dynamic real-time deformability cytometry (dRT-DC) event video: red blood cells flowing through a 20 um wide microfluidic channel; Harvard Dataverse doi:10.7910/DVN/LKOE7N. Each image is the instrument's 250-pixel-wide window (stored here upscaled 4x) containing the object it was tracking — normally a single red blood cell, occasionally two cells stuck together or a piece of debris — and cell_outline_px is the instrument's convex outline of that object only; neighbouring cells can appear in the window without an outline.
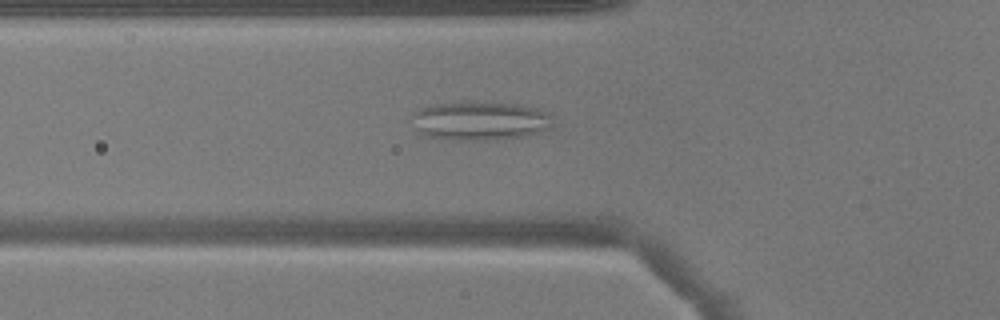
{"species": "common noctule bat (a hibernating species)", "species_latin": "Nyctalus noctula", "temperature_condition": "warm", "stored_images_in_passage": 52, "segment_of_instrument_passage": [1, 2], "camera_frame_rate_fps": 3000, "um_per_image_px": 0.085, "animal": {"sex": "male", "body_mass_g": 17.9}, "frame": {"image": 1, "passage_image": 19, "time_ms": 6.0, "image_size_px": [1000, 320], "cell_outline_px": [[552, 128], [528, 136], [492, 140], [456, 140], [424, 136], [416, 132], [412, 116], [412, 112], [420, 108], [432, 104], [468, 100], [524, 104], [540, 108], [548, 112]], "centroid_in_image_um": [40.8, 10.24], "position_along_channel_um": 85.0, "area_um2": 33.0}}
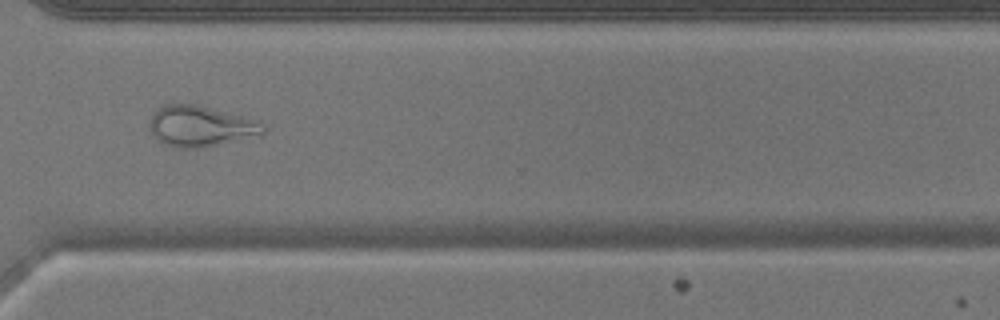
{"frame": {"image": 2, "passage_image": 39, "time_ms": 12.667, "image_size_px": [1000, 320], "cell_outline_px": [[264, 132], [200, 148], [176, 148], [164, 144], [152, 132], [148, 124], [152, 116], [164, 104], [196, 104], [260, 120], [264, 128]], "centroid_in_image_um": [17.01, 10.7], "position_along_channel_um": 353.6, "area_um2": 26.3}}
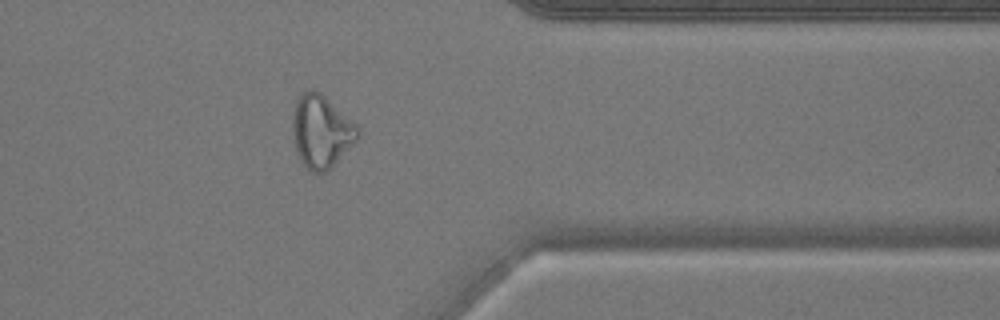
{"frame": {"image": 3, "passage_image": 42, "time_ms": 13.667, "image_size_px": [1000, 320], "cell_outline_px": [[360, 136], [324, 172], [312, 172], [300, 160], [292, 136], [292, 112], [296, 100], [308, 88], [312, 88], [320, 92], [356, 124], [360, 128]], "centroid_in_image_um": [27.27, 11.12], "position_along_channel_um": 384.1, "area_um2": 27.22}}